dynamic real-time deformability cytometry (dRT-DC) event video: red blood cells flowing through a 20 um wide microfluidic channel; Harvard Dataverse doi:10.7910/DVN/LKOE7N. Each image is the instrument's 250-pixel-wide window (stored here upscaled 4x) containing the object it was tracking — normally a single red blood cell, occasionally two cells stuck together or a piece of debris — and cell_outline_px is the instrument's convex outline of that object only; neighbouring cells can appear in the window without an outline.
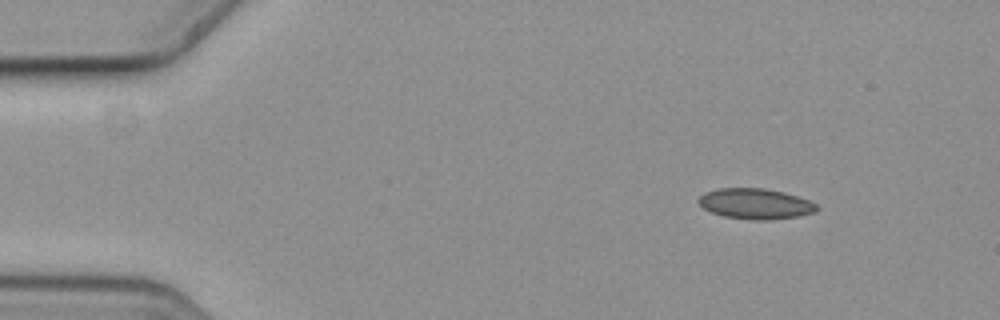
{"species": "common noctule bat (a hibernating species)", "species_latin": "Nyctalus noctula", "temperature_condition": "cold", "stored_images_in_passage": 5, "camera_frame_rate_fps": 3000, "um_per_image_px": 0.085, "animal": {"sex": "female", "body_mass_g": 19.3, "forearm_length_mm": 54.1}, "frame": {"image": 1, "passage_image": 1, "time_ms": 0.0, "image_size_px": [1000, 320], "cell_outline_px": [[820, 208], [816, 212], [796, 216], [768, 220], [752, 220], [724, 216], [712, 212], [704, 208], [696, 200], [704, 192], [720, 188], [764, 188], [784, 192], [808, 200], [816, 204]], "centroid_in_image_um": [64.21, 17.31], "position_along_channel_um": 20.8, "area_um2": 20.98}}
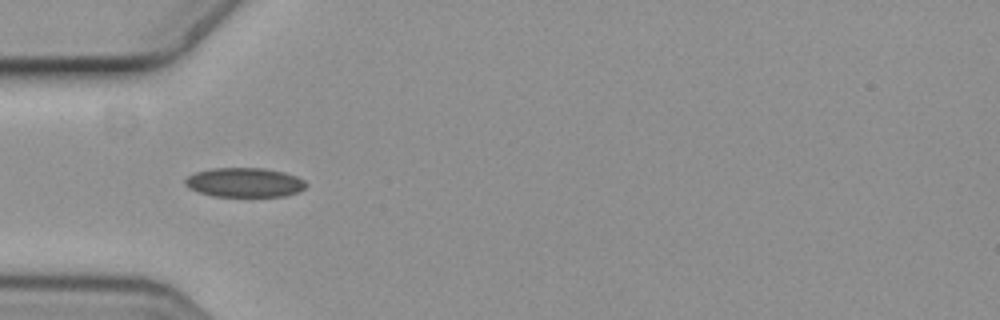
{"frame": {"image": 2, "passage_image": 4, "time_ms": 1.0, "image_size_px": [1000, 320], "cell_outline_px": [[308, 184], [304, 188], [296, 192], [284, 196], [212, 196], [188, 188], [184, 184], [184, 180], [188, 176], [196, 172], [212, 168], [264, 168], [284, 172], [296, 176], [304, 180]], "centroid_in_image_um": [20.77, 15.5], "position_along_channel_um": 64.2, "area_um2": 20.63}}
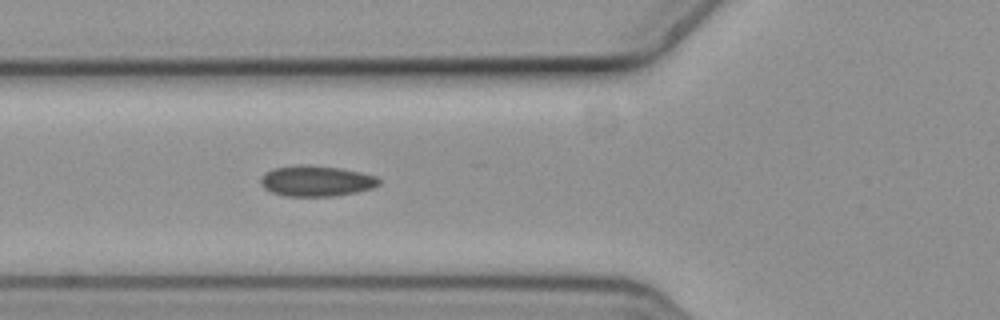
{"frame": {"image": 3, "passage_image": 5, "time_ms": 1.333, "image_size_px": [1000, 320], "cell_outline_px": [[380, 184], [372, 188], [356, 192], [332, 196], [284, 196], [272, 192], [264, 188], [260, 184], [260, 176], [264, 172], [272, 168], [300, 164], [308, 164], [340, 168], [360, 172], [376, 176], [380, 180]], "centroid_in_image_um": [26.84, 15.37], "position_along_channel_um": 99.0, "area_um2": 21.39}}